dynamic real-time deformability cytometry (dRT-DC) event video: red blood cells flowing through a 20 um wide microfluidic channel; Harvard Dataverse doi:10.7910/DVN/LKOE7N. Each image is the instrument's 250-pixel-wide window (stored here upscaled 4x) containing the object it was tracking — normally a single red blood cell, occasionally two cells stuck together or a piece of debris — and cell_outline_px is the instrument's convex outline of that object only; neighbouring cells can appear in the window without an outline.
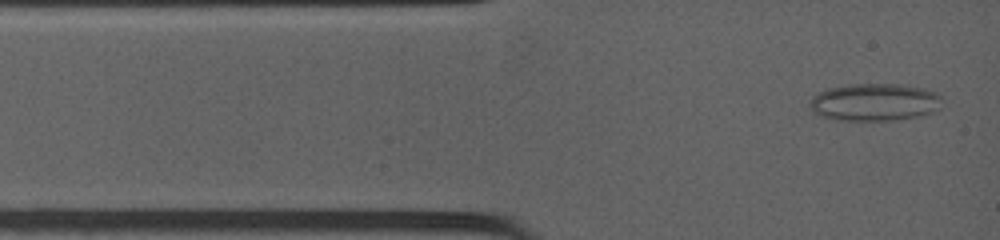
{"species": "common noctule bat (a hibernating species)", "species_latin": "Nyctalus noctula", "temperature_condition": "warm", "stored_images_in_passage": 5, "camera_frame_rate_fps": 4500, "um_per_image_px": 0.085, "animal": {"sex": "female", "body_mass_g": 19.0, "forearm_length_mm": 53.3}, "frame": {"image": 1, "passage_image": 1, "time_ms": 0.0, "image_size_px": [1000, 240], "cell_outline_px": [[940, 100], [936, 108], [928, 112], [912, 116], [888, 120], [848, 120], [824, 116], [816, 112], [808, 104], [808, 100], [812, 96], [828, 88], [852, 84], [892, 84], [924, 88], [936, 92], [940, 96]], "centroid_in_image_um": [74.27, 8.65], "position_along_channel_um": 10.7, "area_um2": 27.92}}